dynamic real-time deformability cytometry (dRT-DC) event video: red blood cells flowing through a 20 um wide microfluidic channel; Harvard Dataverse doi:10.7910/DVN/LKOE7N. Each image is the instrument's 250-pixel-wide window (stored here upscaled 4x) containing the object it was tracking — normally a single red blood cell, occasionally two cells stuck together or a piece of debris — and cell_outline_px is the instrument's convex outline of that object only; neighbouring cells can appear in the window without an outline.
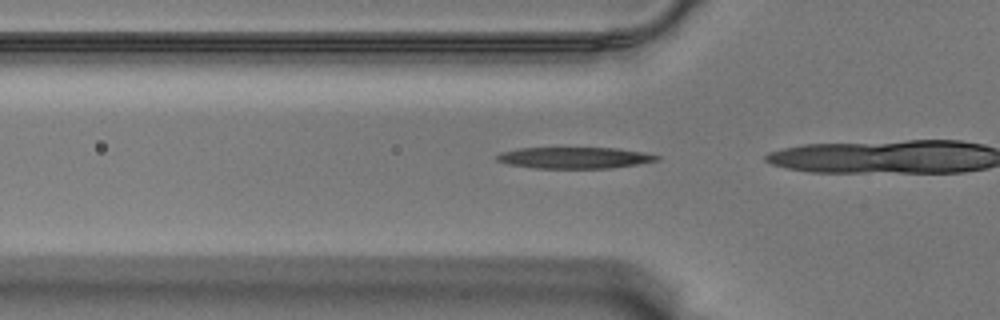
{"species": "Egyptian fruit bat (a non-hibernating species)", "species_latin": "Rousettus aegyptiacus", "temperature_condition": "warm", "stored_images_in_passage": 6, "camera_frame_rate_fps": 3000, "um_per_image_px": 0.085, "animal": {"sex": "male"}, "frame": {"image": 1, "passage_image": 2, "time_ms": 0.333, "image_size_px": [1000, 320], "cell_outline_px": [[660, 160], [612, 168], [532, 168], [508, 164], [496, 160], [496, 156], [500, 152], [520, 148], [616, 148], [644, 152], [660, 156]], "centroid_in_image_um": [48.83, 13.41], "position_along_channel_um": 77.0, "area_um2": 19.88}}
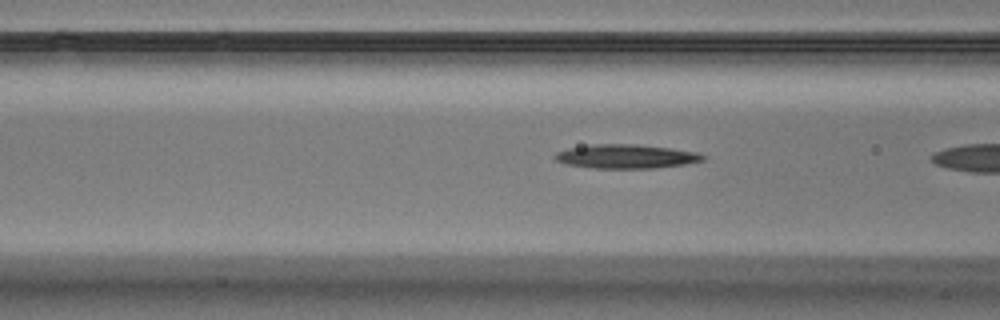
{"frame": {"image": 2, "passage_image": 5, "time_ms": 1.333, "image_size_px": [1000, 320], "cell_outline_px": [[708, 156], [704, 160], [684, 164], [656, 168], [592, 168], [568, 164], [556, 160], [552, 156], [556, 152], [568, 148], [592, 144], [636, 144], [672, 148], [696, 152]], "centroid_in_image_um": [53.22, 13.29], "position_along_channel_um": 113.4, "area_um2": 20.75}}